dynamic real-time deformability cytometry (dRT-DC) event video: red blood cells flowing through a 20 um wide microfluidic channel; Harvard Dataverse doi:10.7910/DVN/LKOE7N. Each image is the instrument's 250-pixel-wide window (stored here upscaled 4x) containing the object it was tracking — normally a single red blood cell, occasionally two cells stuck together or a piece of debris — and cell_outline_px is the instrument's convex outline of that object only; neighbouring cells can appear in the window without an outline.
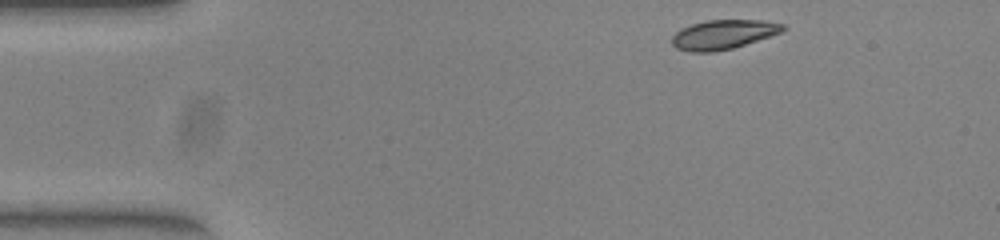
{"species": "common noctule bat (a hibernating species)", "species_latin": "Nyctalus noctula", "temperature_condition": "warm", "stored_images_in_passage": 46, "camera_frame_rate_fps": 3000, "um_per_image_px": 0.085, "animal": {"sex": "female", "body_mass_g": 23.0, "forearm_length_mm": 53.4}, "frame": {"image": 1, "passage_image": 1, "time_ms": 0.0, "image_size_px": [1000, 240], "cell_outline_px": [[788, 28], [780, 32], [732, 48], [712, 52], [688, 52], [676, 48], [672, 44], [672, 36], [680, 28], [692, 24], [708, 20], [764, 20], [784, 24]], "centroid_in_image_um": [61.44, 2.93], "position_along_channel_um": 23.6, "area_um2": 18.84}}
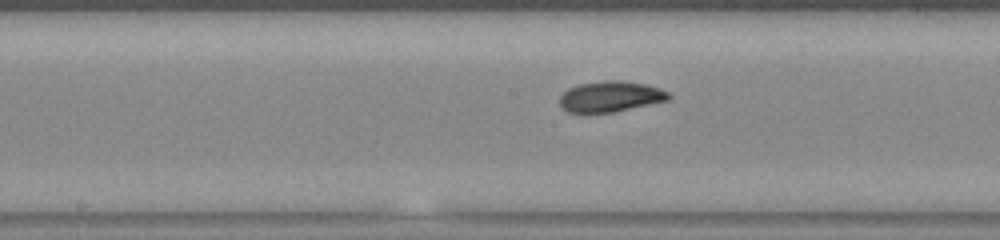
{"frame": {"image": 2, "passage_image": 20, "time_ms": 6.333, "image_size_px": [1000, 240], "cell_outline_px": [[672, 96], [668, 100], [616, 112], [584, 116], [568, 112], [560, 108], [560, 96], [568, 88], [580, 84], [604, 80], [624, 80], [644, 84], [660, 88], [668, 92]], "centroid_in_image_um": [51.83, 8.25], "position_along_channel_um": 196.4, "area_um2": 20.29}}
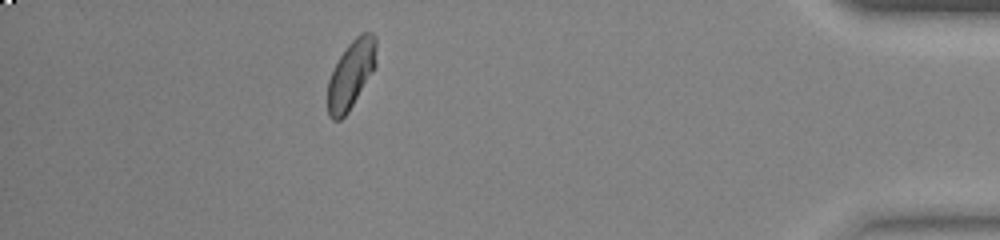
{"frame": {"image": 3, "passage_image": 40, "time_ms": 13.0, "image_size_px": [1000, 240], "cell_outline_px": [[376, 64], [348, 112], [340, 120], [332, 120], [328, 116], [328, 80], [340, 56], [348, 44], [360, 32], [372, 32], [376, 36]], "centroid_in_image_um": [29.84, 6.3], "position_along_channel_um": 405.4, "area_um2": 19.02}, "authors_computed_cell_mechanics": {"area_um2": 19.363, "velocity_mm_per_s": 3.921, "shape_relaxation_time_tau1_ms": 2.0471, "shape_relaxation_time_tau2_ms": 1.1405, "deformation_change_tau1": 0.1156, "deformation_change_tau2": 0.057}}